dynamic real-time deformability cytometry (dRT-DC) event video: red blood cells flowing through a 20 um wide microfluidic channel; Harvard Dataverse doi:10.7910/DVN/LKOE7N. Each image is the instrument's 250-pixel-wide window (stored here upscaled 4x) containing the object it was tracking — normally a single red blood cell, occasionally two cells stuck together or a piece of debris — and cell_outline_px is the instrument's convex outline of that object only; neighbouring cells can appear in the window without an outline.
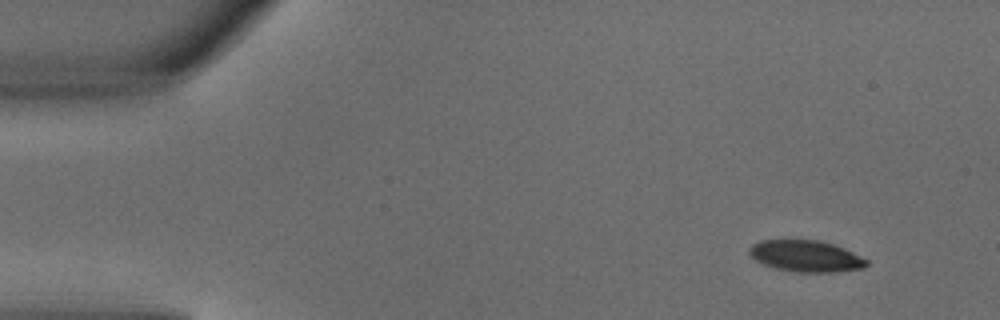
{"species": "common noctule bat (a hibernating species)", "species_latin": "Nyctalus noctula", "temperature_condition": "warm", "stored_images_in_passage": 4, "camera_frame_rate_fps": 3000, "um_per_image_px": 0.085, "animal": {"sex": "male", "body_mass_g": 18.8}, "frame": {"image": 1, "passage_image": 1, "time_ms": 0.0, "image_size_px": [1000, 320], "cell_outline_px": [[868, 264], [864, 268], [836, 272], [792, 272], [776, 268], [764, 264], [756, 260], [748, 252], [748, 248], [752, 244], [760, 240], [820, 240], [844, 248], [868, 260]], "centroid_in_image_um": [68.5, 21.77], "position_along_channel_um": 16.5, "area_um2": 21.5}}
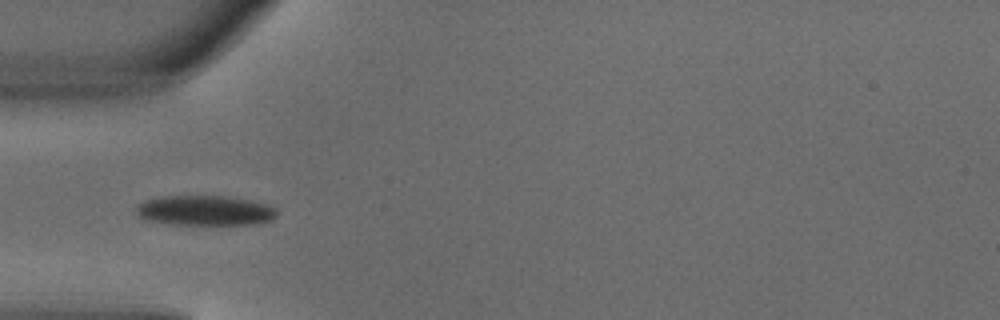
{"frame": {"image": 2, "passage_image": 4, "time_ms": 1.0, "image_size_px": [1000, 320], "cell_outline_px": [[276, 216], [272, 220], [260, 224], [176, 224], [152, 220], [140, 216], [136, 212], [136, 204], [144, 200], [160, 196], [224, 196], [248, 200], [268, 204], [276, 208]], "centroid_in_image_um": [17.46, 17.88], "position_along_channel_um": 67.5, "area_um2": 24.45}}